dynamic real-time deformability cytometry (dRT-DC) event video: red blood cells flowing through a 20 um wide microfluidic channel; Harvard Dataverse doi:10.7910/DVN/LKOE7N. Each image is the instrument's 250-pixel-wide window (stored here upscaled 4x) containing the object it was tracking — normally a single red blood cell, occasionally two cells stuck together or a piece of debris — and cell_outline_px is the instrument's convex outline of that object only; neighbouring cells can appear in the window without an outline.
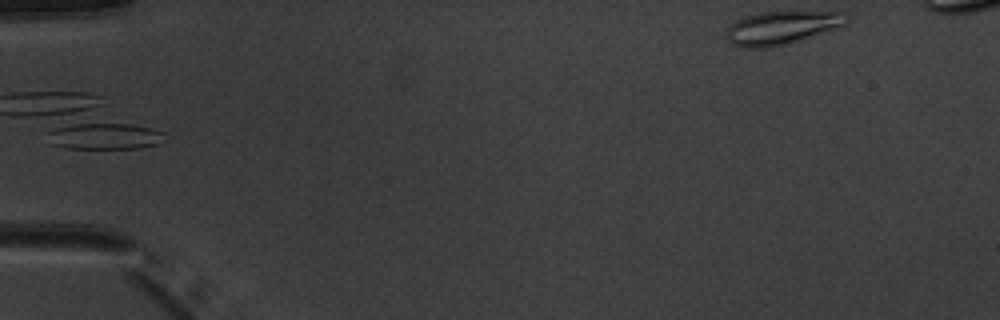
{"species": "common noctule bat (a hibernating species)", "species_latin": "Nyctalus noctula", "temperature_condition": "warm", "stored_images_in_passage": 6, "camera_frame_rate_fps": 3000, "um_per_image_px": 0.085, "animal": {"sex": "male", "body_mass_g": 20.1, "forearm_length_mm": 53.5}, "frame": {"image": 1, "passage_image": 6, "time_ms": 6.0, "image_size_px": [1000, 320], "cell_outline_px": [[852, 16], [848, 24], [844, 28], [788, 44], [764, 48], [744, 48], [732, 44], [728, 40], [728, 28], [736, 20], [744, 16], [760, 12], [848, 12]], "centroid_in_image_um": [66.6, 2.36], "position_along_channel_um": 18.4, "area_um2": 23.93}}